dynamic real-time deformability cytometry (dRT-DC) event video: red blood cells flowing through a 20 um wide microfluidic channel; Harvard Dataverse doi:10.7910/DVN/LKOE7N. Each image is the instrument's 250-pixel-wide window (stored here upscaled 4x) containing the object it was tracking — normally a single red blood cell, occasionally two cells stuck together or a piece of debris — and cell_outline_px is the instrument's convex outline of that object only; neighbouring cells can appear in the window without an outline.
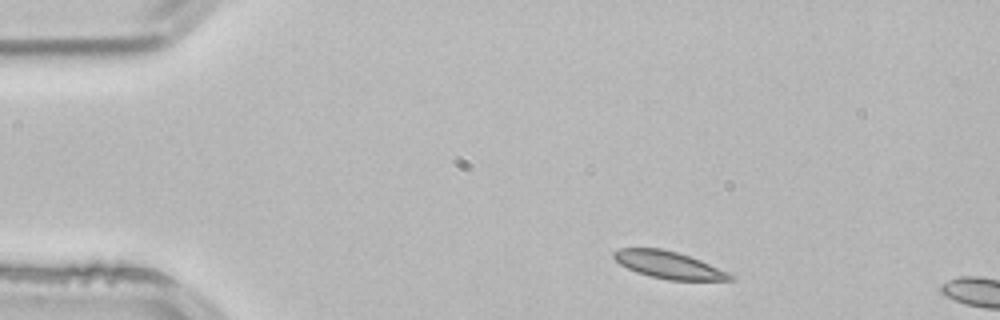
{"species": "common noctule bat (a hibernating species)", "species_latin": "Nyctalus noctula", "temperature_condition": "room temperature", "stored_images_in_passage": 2, "camera_frame_rate_fps": 3000, "um_per_image_px": 0.085, "animal": {"sex": "male", "body_mass_g": 21.5, "forearm_length_mm": 52.0}, "frame": {"image": 1, "passage_image": 1, "time_ms": 0.0, "image_size_px": [1000, 320], "cell_outline_px": [[736, 280], [668, 280], [648, 276], [636, 272], [620, 264], [612, 256], [612, 252], [620, 248], [660, 248], [676, 252], [700, 260], [728, 272], [736, 276]], "centroid_in_image_um": [56.84, 22.53], "position_along_channel_um": 28.2, "area_um2": 18.44}}